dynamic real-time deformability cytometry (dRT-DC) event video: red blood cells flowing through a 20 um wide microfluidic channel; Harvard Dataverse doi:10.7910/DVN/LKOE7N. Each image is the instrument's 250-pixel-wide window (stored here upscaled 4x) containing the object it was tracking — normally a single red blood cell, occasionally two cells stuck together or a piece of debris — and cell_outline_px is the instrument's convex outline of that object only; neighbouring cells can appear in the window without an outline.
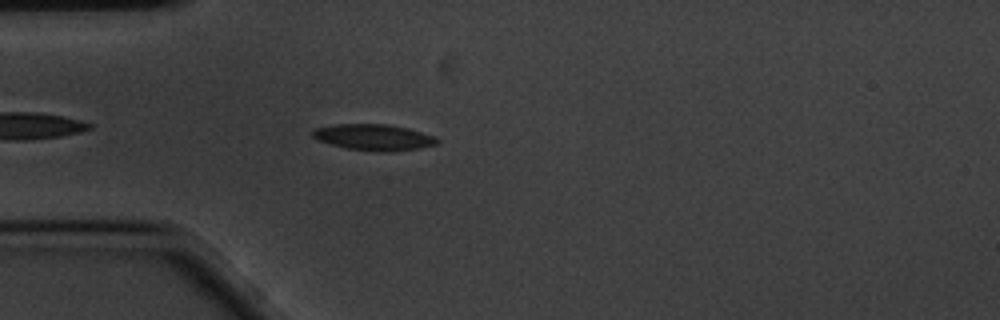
{"species": "common noctule bat (a hibernating species)", "species_latin": "Nyctalus noctula", "temperature_condition": "cold", "stored_images_in_passage": 41, "camera_frame_rate_fps": 3000, "um_per_image_px": 0.085, "animal": {"sex": "male", "body_mass_g": 20.1, "forearm_length_mm": 53.5}, "frame": {"image": 1, "passage_image": 5, "time_ms": 1.333, "image_size_px": [1000, 320], "cell_outline_px": [[440, 140], [436, 144], [416, 148], [392, 152], [380, 152], [348, 148], [316, 140], [312, 136], [312, 132], [316, 128], [336, 124], [384, 124], [408, 128], [436, 136]], "centroid_in_image_um": [31.78, 11.66], "position_along_channel_um": 53.2, "area_um2": 18.84}}
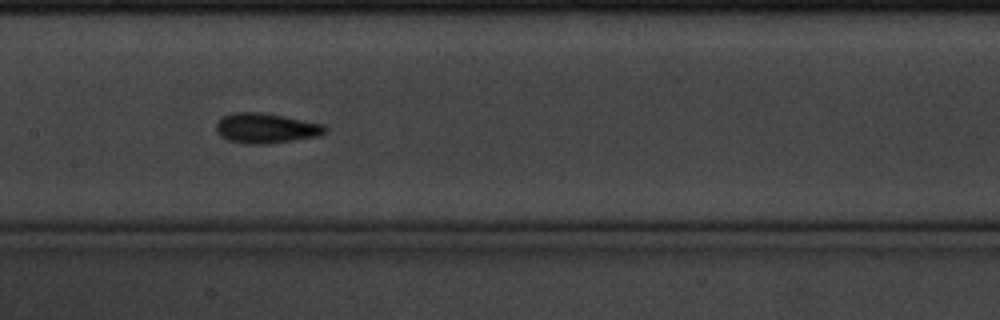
{"frame": {"image": 2, "passage_image": 17, "time_ms": 5.333, "image_size_px": [1000, 320], "cell_outline_px": [[328, 132], [316, 136], [268, 144], [244, 144], [228, 140], [220, 136], [216, 132], [216, 124], [220, 116], [232, 112], [260, 112], [284, 116], [324, 124], [328, 128]], "centroid_in_image_um": [22.57, 10.89], "position_along_channel_um": 184.8, "area_um2": 19.31}}
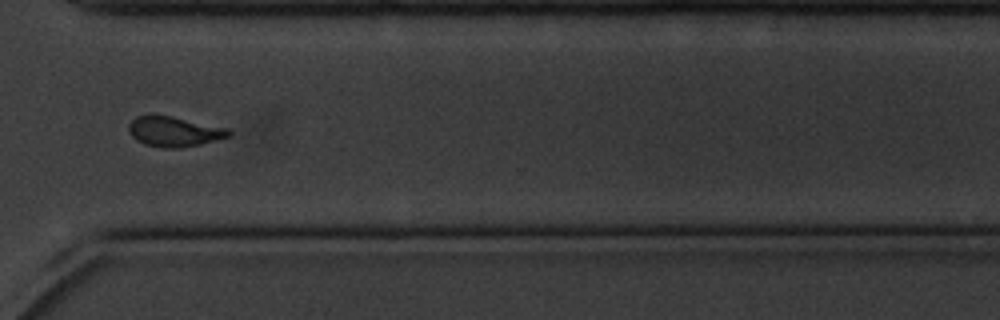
{"frame": {"image": 3, "passage_image": 32, "time_ms": 10.333, "image_size_px": [1000, 320], "cell_outline_px": [[232, 132], [228, 136], [200, 144], [180, 148], [164, 148], [144, 144], [136, 140], [132, 136], [128, 128], [128, 124], [136, 116], [152, 112], [172, 116], [228, 128]], "centroid_in_image_um": [14.74, 11.15], "position_along_channel_um": 355.9, "area_um2": 17.8}, "authors_computed_cell_mechanics": {"area_um2": 17.6868, "velocity_mm_per_s": 3.4288, "shape_relaxation_time_tau1_ms": 2.4024, "shape_relaxation_time_tau2_ms": 1.2792, "deformation_change_tau1": 0.111, "deformation_change_tau2": 0.0544}}